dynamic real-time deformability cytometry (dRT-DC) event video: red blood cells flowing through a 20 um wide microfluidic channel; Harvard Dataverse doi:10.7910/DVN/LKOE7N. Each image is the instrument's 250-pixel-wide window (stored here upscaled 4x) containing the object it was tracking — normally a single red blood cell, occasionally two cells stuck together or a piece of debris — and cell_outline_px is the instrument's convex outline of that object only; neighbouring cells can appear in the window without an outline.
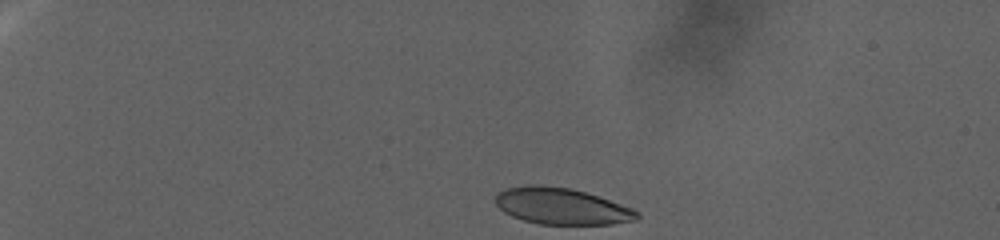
{"species": "human", "species_latin": "Homo sapiens", "temperature_condition": "warm", "stored_images_in_passage": 102, "camera_frame_rate_fps": 3000, "um_per_image_px": 0.085, "donor": {"sex": "female"}, "frame": {"image": 1, "passage_image": 1, "time_ms": 0.0, "image_size_px": [1000, 240], "cell_outline_px": [[640, 216], [636, 220], [612, 224], [540, 224], [524, 220], [512, 216], [504, 212], [496, 204], [496, 192], [508, 188], [528, 184], [540, 184], [572, 188], [632, 208], [640, 212]], "centroid_in_image_um": [47.72, 17.52], "position_along_channel_um": 37.3, "area_um2": 30.0}}
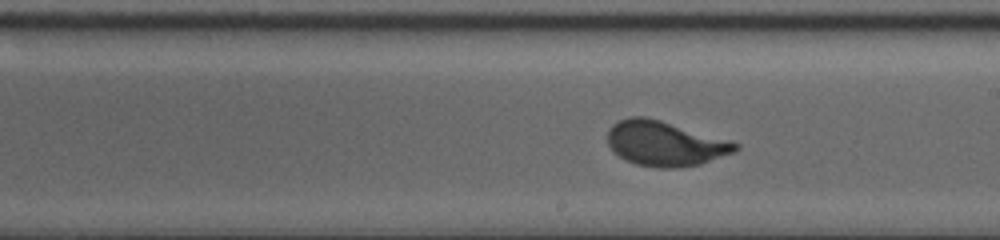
{"frame": {"image": 2, "passage_image": 55, "time_ms": 18.0, "image_size_px": [1000, 240], "cell_outline_px": [[740, 148], [736, 152], [700, 164], [676, 168], [660, 168], [636, 164], [624, 160], [612, 152], [608, 144], [608, 128], [612, 124], [620, 120], [632, 116], [648, 116], [728, 140], [740, 144]], "centroid_in_image_um": [56.5, 12.2], "position_along_channel_um": 232.5, "area_um2": 33.64}}
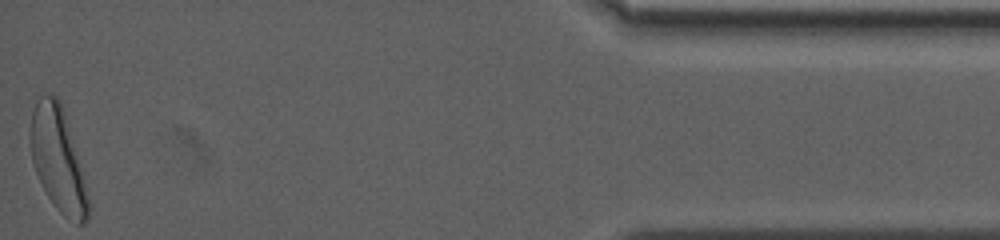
{"frame": {"image": 3, "passage_image": 102, "time_ms": 33.667, "image_size_px": [1000, 240], "cell_outline_px": [[92, 208], [88, 220], [84, 224], [76, 224], [64, 216], [60, 212], [48, 196], [36, 172], [32, 160], [32, 112], [36, 100], [40, 96], [56, 96], [60, 100], [64, 112]], "centroid_in_image_um": [4.97, 13.64], "position_along_channel_um": 430.2, "area_um2": 33.99}}